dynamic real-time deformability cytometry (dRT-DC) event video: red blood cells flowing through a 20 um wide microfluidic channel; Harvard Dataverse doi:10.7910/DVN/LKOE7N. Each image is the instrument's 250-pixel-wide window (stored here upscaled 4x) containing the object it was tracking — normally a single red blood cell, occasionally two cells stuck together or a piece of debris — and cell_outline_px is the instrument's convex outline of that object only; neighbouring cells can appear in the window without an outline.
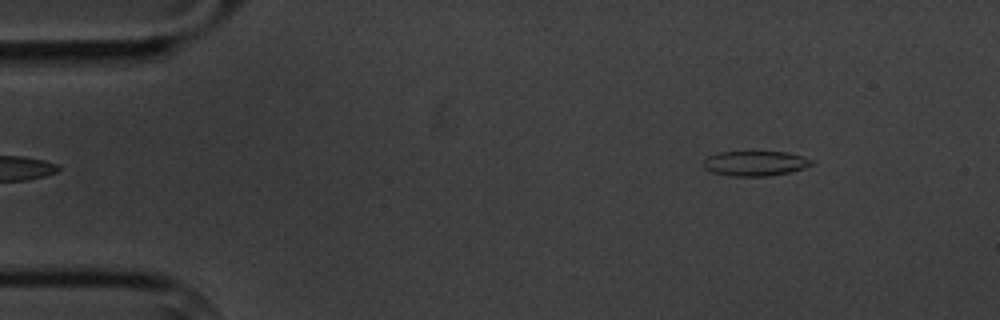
{"species": "common noctule bat (a hibernating species)", "species_latin": "Nyctalus noctula", "temperature_condition": "cold", "stored_images_in_passage": 6, "camera_frame_rate_fps": 3000, "um_per_image_px": 0.085, "animal": {"sex": "male", "body_mass_g": 20.1, "forearm_length_mm": 53.5}, "frame": {"image": 1, "passage_image": 6, "time_ms": 6.0, "image_size_px": [1000, 320], "cell_outline_px": [[812, 164], [804, 168], [788, 172], [768, 176], [732, 176], [712, 172], [704, 168], [704, 160], [708, 156], [720, 152], [788, 152], [812, 160]], "centroid_in_image_um": [64.16, 13.89], "position_along_channel_um": 20.8, "area_um2": 15.49}}